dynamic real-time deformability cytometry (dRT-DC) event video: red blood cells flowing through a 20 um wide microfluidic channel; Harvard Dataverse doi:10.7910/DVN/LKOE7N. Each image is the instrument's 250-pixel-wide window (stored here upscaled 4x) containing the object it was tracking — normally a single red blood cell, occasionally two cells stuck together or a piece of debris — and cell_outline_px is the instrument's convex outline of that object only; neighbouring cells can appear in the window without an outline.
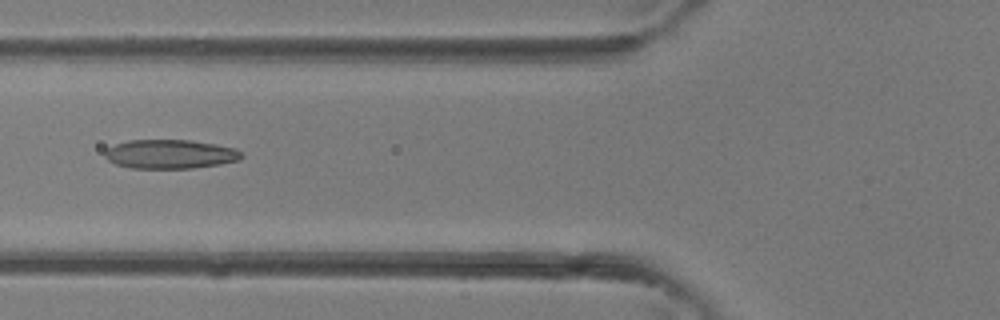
{"species": "common noctule bat (a hibernating species)", "species_latin": "Nyctalus noctula", "temperature_condition": "room temperature", "stored_images_in_passage": 5, "camera_frame_rate_fps": 3000, "um_per_image_px": 0.085, "animal": {"sex": "female"}, "frame": {"image": 1, "passage_image": 5, "time_ms": 1.333, "image_size_px": [1000, 320], "cell_outline_px": [[244, 156], [240, 160], [220, 164], [192, 168], [132, 168], [116, 164], [108, 160], [104, 156], [104, 152], [108, 148], [116, 144], [128, 140], [192, 140], [216, 144], [236, 148]], "centroid_in_image_um": [14.48, 13.09], "position_along_channel_um": 111.3, "area_um2": 23.18}}